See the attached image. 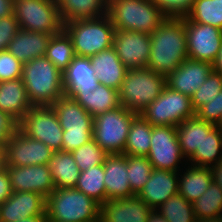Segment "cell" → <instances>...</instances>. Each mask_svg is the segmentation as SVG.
<instances>
[{
	"label": "cell",
	"instance_id": "1f68e13d",
	"mask_svg": "<svg viewBox=\"0 0 222 222\" xmlns=\"http://www.w3.org/2000/svg\"><path fill=\"white\" fill-rule=\"evenodd\" d=\"M152 135V125L140 114H137L130 125L124 155L148 156Z\"/></svg>",
	"mask_w": 222,
	"mask_h": 222
},
{
	"label": "cell",
	"instance_id": "d6a6232c",
	"mask_svg": "<svg viewBox=\"0 0 222 222\" xmlns=\"http://www.w3.org/2000/svg\"><path fill=\"white\" fill-rule=\"evenodd\" d=\"M104 173L103 164L80 172L75 188L103 205L106 202Z\"/></svg>",
	"mask_w": 222,
	"mask_h": 222
},
{
	"label": "cell",
	"instance_id": "ffe728a7",
	"mask_svg": "<svg viewBox=\"0 0 222 222\" xmlns=\"http://www.w3.org/2000/svg\"><path fill=\"white\" fill-rule=\"evenodd\" d=\"M106 201L133 197L128 179L127 161L124 154H109L104 163Z\"/></svg>",
	"mask_w": 222,
	"mask_h": 222
},
{
	"label": "cell",
	"instance_id": "60d3db41",
	"mask_svg": "<svg viewBox=\"0 0 222 222\" xmlns=\"http://www.w3.org/2000/svg\"><path fill=\"white\" fill-rule=\"evenodd\" d=\"M165 18L184 19L191 12L195 0H151Z\"/></svg>",
	"mask_w": 222,
	"mask_h": 222
},
{
	"label": "cell",
	"instance_id": "8992f818",
	"mask_svg": "<svg viewBox=\"0 0 222 222\" xmlns=\"http://www.w3.org/2000/svg\"><path fill=\"white\" fill-rule=\"evenodd\" d=\"M166 86V77L145 68L128 69L118 89L120 105L141 114Z\"/></svg>",
	"mask_w": 222,
	"mask_h": 222
},
{
	"label": "cell",
	"instance_id": "484cf974",
	"mask_svg": "<svg viewBox=\"0 0 222 222\" xmlns=\"http://www.w3.org/2000/svg\"><path fill=\"white\" fill-rule=\"evenodd\" d=\"M183 168L185 169L178 172V194L193 203L206 192L213 181L211 169L190 164Z\"/></svg>",
	"mask_w": 222,
	"mask_h": 222
},
{
	"label": "cell",
	"instance_id": "4316f807",
	"mask_svg": "<svg viewBox=\"0 0 222 222\" xmlns=\"http://www.w3.org/2000/svg\"><path fill=\"white\" fill-rule=\"evenodd\" d=\"M70 97L75 99L92 117L120 106L118 90L102 84L93 91L72 93Z\"/></svg>",
	"mask_w": 222,
	"mask_h": 222
},
{
	"label": "cell",
	"instance_id": "6da1fadb",
	"mask_svg": "<svg viewBox=\"0 0 222 222\" xmlns=\"http://www.w3.org/2000/svg\"><path fill=\"white\" fill-rule=\"evenodd\" d=\"M150 40L149 70L167 77L188 59L185 18H166L150 34Z\"/></svg>",
	"mask_w": 222,
	"mask_h": 222
},
{
	"label": "cell",
	"instance_id": "d6986e66",
	"mask_svg": "<svg viewBox=\"0 0 222 222\" xmlns=\"http://www.w3.org/2000/svg\"><path fill=\"white\" fill-rule=\"evenodd\" d=\"M178 193V172L153 169L148 181L137 194L152 210Z\"/></svg>",
	"mask_w": 222,
	"mask_h": 222
},
{
	"label": "cell",
	"instance_id": "2e32d148",
	"mask_svg": "<svg viewBox=\"0 0 222 222\" xmlns=\"http://www.w3.org/2000/svg\"><path fill=\"white\" fill-rule=\"evenodd\" d=\"M212 71V63L188 58L166 77V86L191 97Z\"/></svg>",
	"mask_w": 222,
	"mask_h": 222
},
{
	"label": "cell",
	"instance_id": "ac0fdd59",
	"mask_svg": "<svg viewBox=\"0 0 222 222\" xmlns=\"http://www.w3.org/2000/svg\"><path fill=\"white\" fill-rule=\"evenodd\" d=\"M152 209L137 195L106 201L100 222H147Z\"/></svg>",
	"mask_w": 222,
	"mask_h": 222
},
{
	"label": "cell",
	"instance_id": "7a4b0ae2",
	"mask_svg": "<svg viewBox=\"0 0 222 222\" xmlns=\"http://www.w3.org/2000/svg\"><path fill=\"white\" fill-rule=\"evenodd\" d=\"M47 221L100 222L101 204L76 188H55L46 198Z\"/></svg>",
	"mask_w": 222,
	"mask_h": 222
},
{
	"label": "cell",
	"instance_id": "d4e9b609",
	"mask_svg": "<svg viewBox=\"0 0 222 222\" xmlns=\"http://www.w3.org/2000/svg\"><path fill=\"white\" fill-rule=\"evenodd\" d=\"M32 106L22 78L0 82L1 111L19 123Z\"/></svg>",
	"mask_w": 222,
	"mask_h": 222
},
{
	"label": "cell",
	"instance_id": "4fadbf2b",
	"mask_svg": "<svg viewBox=\"0 0 222 222\" xmlns=\"http://www.w3.org/2000/svg\"><path fill=\"white\" fill-rule=\"evenodd\" d=\"M53 152L49 146L18 129L5 145L6 166L45 165Z\"/></svg>",
	"mask_w": 222,
	"mask_h": 222
},
{
	"label": "cell",
	"instance_id": "3957f363",
	"mask_svg": "<svg viewBox=\"0 0 222 222\" xmlns=\"http://www.w3.org/2000/svg\"><path fill=\"white\" fill-rule=\"evenodd\" d=\"M22 80L33 106L52 105L65 95L62 72L45 56L23 64Z\"/></svg>",
	"mask_w": 222,
	"mask_h": 222
},
{
	"label": "cell",
	"instance_id": "f35d334b",
	"mask_svg": "<svg viewBox=\"0 0 222 222\" xmlns=\"http://www.w3.org/2000/svg\"><path fill=\"white\" fill-rule=\"evenodd\" d=\"M79 171H85L104 163L109 155L93 139L71 152Z\"/></svg>",
	"mask_w": 222,
	"mask_h": 222
},
{
	"label": "cell",
	"instance_id": "e575fe53",
	"mask_svg": "<svg viewBox=\"0 0 222 222\" xmlns=\"http://www.w3.org/2000/svg\"><path fill=\"white\" fill-rule=\"evenodd\" d=\"M196 219L199 221L222 216V188L211 182L208 189L192 203Z\"/></svg>",
	"mask_w": 222,
	"mask_h": 222
},
{
	"label": "cell",
	"instance_id": "ba28073f",
	"mask_svg": "<svg viewBox=\"0 0 222 222\" xmlns=\"http://www.w3.org/2000/svg\"><path fill=\"white\" fill-rule=\"evenodd\" d=\"M20 29L55 35L63 30L56 0H13Z\"/></svg>",
	"mask_w": 222,
	"mask_h": 222
},
{
	"label": "cell",
	"instance_id": "ab89813d",
	"mask_svg": "<svg viewBox=\"0 0 222 222\" xmlns=\"http://www.w3.org/2000/svg\"><path fill=\"white\" fill-rule=\"evenodd\" d=\"M222 90V75L214 70L209 74L205 82L190 97L195 112L210 100L216 97Z\"/></svg>",
	"mask_w": 222,
	"mask_h": 222
},
{
	"label": "cell",
	"instance_id": "7dc6e473",
	"mask_svg": "<svg viewBox=\"0 0 222 222\" xmlns=\"http://www.w3.org/2000/svg\"><path fill=\"white\" fill-rule=\"evenodd\" d=\"M13 191L11 188L10 176L7 172V169L4 168L0 170V204L6 201Z\"/></svg>",
	"mask_w": 222,
	"mask_h": 222
},
{
	"label": "cell",
	"instance_id": "f907efd6",
	"mask_svg": "<svg viewBox=\"0 0 222 222\" xmlns=\"http://www.w3.org/2000/svg\"><path fill=\"white\" fill-rule=\"evenodd\" d=\"M213 70L222 75V45L219 50L218 56L213 63Z\"/></svg>",
	"mask_w": 222,
	"mask_h": 222
},
{
	"label": "cell",
	"instance_id": "52a82bcc",
	"mask_svg": "<svg viewBox=\"0 0 222 222\" xmlns=\"http://www.w3.org/2000/svg\"><path fill=\"white\" fill-rule=\"evenodd\" d=\"M137 114L123 106L93 117V140L108 154H123L129 128Z\"/></svg>",
	"mask_w": 222,
	"mask_h": 222
},
{
	"label": "cell",
	"instance_id": "74e56055",
	"mask_svg": "<svg viewBox=\"0 0 222 222\" xmlns=\"http://www.w3.org/2000/svg\"><path fill=\"white\" fill-rule=\"evenodd\" d=\"M126 161L131 190L134 195H137L148 181L153 171V166L148 157L145 156L126 155Z\"/></svg>",
	"mask_w": 222,
	"mask_h": 222
},
{
	"label": "cell",
	"instance_id": "44dd1931",
	"mask_svg": "<svg viewBox=\"0 0 222 222\" xmlns=\"http://www.w3.org/2000/svg\"><path fill=\"white\" fill-rule=\"evenodd\" d=\"M62 75L66 96L72 93H88L100 85L89 57L75 56Z\"/></svg>",
	"mask_w": 222,
	"mask_h": 222
},
{
	"label": "cell",
	"instance_id": "f5cc1de1",
	"mask_svg": "<svg viewBox=\"0 0 222 222\" xmlns=\"http://www.w3.org/2000/svg\"><path fill=\"white\" fill-rule=\"evenodd\" d=\"M17 222H47V218L46 216H33L21 219L20 221Z\"/></svg>",
	"mask_w": 222,
	"mask_h": 222
},
{
	"label": "cell",
	"instance_id": "9a60e30c",
	"mask_svg": "<svg viewBox=\"0 0 222 222\" xmlns=\"http://www.w3.org/2000/svg\"><path fill=\"white\" fill-rule=\"evenodd\" d=\"M5 168L10 176L13 192H36L47 198L55 189L47 164Z\"/></svg>",
	"mask_w": 222,
	"mask_h": 222
},
{
	"label": "cell",
	"instance_id": "836d02e7",
	"mask_svg": "<svg viewBox=\"0 0 222 222\" xmlns=\"http://www.w3.org/2000/svg\"><path fill=\"white\" fill-rule=\"evenodd\" d=\"M75 56L72 40L64 30L51 36L45 57L62 73L67 69Z\"/></svg>",
	"mask_w": 222,
	"mask_h": 222
},
{
	"label": "cell",
	"instance_id": "d590c367",
	"mask_svg": "<svg viewBox=\"0 0 222 222\" xmlns=\"http://www.w3.org/2000/svg\"><path fill=\"white\" fill-rule=\"evenodd\" d=\"M155 210L167 222H198L192 208V203L188 202L178 193L172 195Z\"/></svg>",
	"mask_w": 222,
	"mask_h": 222
},
{
	"label": "cell",
	"instance_id": "cb8c5ba5",
	"mask_svg": "<svg viewBox=\"0 0 222 222\" xmlns=\"http://www.w3.org/2000/svg\"><path fill=\"white\" fill-rule=\"evenodd\" d=\"M89 58L100 84L118 90L128 69L121 62L114 48L103 50Z\"/></svg>",
	"mask_w": 222,
	"mask_h": 222
},
{
	"label": "cell",
	"instance_id": "e0dca14e",
	"mask_svg": "<svg viewBox=\"0 0 222 222\" xmlns=\"http://www.w3.org/2000/svg\"><path fill=\"white\" fill-rule=\"evenodd\" d=\"M46 198L36 192H13L0 204V222H17L33 216H46Z\"/></svg>",
	"mask_w": 222,
	"mask_h": 222
},
{
	"label": "cell",
	"instance_id": "277c9868",
	"mask_svg": "<svg viewBox=\"0 0 222 222\" xmlns=\"http://www.w3.org/2000/svg\"><path fill=\"white\" fill-rule=\"evenodd\" d=\"M106 14L115 29L146 34L166 19L151 0H109Z\"/></svg>",
	"mask_w": 222,
	"mask_h": 222
},
{
	"label": "cell",
	"instance_id": "f546056e",
	"mask_svg": "<svg viewBox=\"0 0 222 222\" xmlns=\"http://www.w3.org/2000/svg\"><path fill=\"white\" fill-rule=\"evenodd\" d=\"M47 165L55 188H75L80 171L70 152H53Z\"/></svg>",
	"mask_w": 222,
	"mask_h": 222
},
{
	"label": "cell",
	"instance_id": "9f6ffc18",
	"mask_svg": "<svg viewBox=\"0 0 222 222\" xmlns=\"http://www.w3.org/2000/svg\"><path fill=\"white\" fill-rule=\"evenodd\" d=\"M216 125L219 126L222 129V116L220 118V121Z\"/></svg>",
	"mask_w": 222,
	"mask_h": 222
},
{
	"label": "cell",
	"instance_id": "bcb514c9",
	"mask_svg": "<svg viewBox=\"0 0 222 222\" xmlns=\"http://www.w3.org/2000/svg\"><path fill=\"white\" fill-rule=\"evenodd\" d=\"M17 130L18 122L9 114L0 110V145H6Z\"/></svg>",
	"mask_w": 222,
	"mask_h": 222
},
{
	"label": "cell",
	"instance_id": "8fae6325",
	"mask_svg": "<svg viewBox=\"0 0 222 222\" xmlns=\"http://www.w3.org/2000/svg\"><path fill=\"white\" fill-rule=\"evenodd\" d=\"M150 145L147 157L153 169L179 172L187 164L179 146L176 126H152Z\"/></svg>",
	"mask_w": 222,
	"mask_h": 222
},
{
	"label": "cell",
	"instance_id": "7bdbcfd3",
	"mask_svg": "<svg viewBox=\"0 0 222 222\" xmlns=\"http://www.w3.org/2000/svg\"><path fill=\"white\" fill-rule=\"evenodd\" d=\"M195 116L216 125L222 116V90L207 104L201 106L195 112Z\"/></svg>",
	"mask_w": 222,
	"mask_h": 222
},
{
	"label": "cell",
	"instance_id": "c3c4849f",
	"mask_svg": "<svg viewBox=\"0 0 222 222\" xmlns=\"http://www.w3.org/2000/svg\"><path fill=\"white\" fill-rule=\"evenodd\" d=\"M14 13L13 0H0V18Z\"/></svg>",
	"mask_w": 222,
	"mask_h": 222
},
{
	"label": "cell",
	"instance_id": "b9f144b4",
	"mask_svg": "<svg viewBox=\"0 0 222 222\" xmlns=\"http://www.w3.org/2000/svg\"><path fill=\"white\" fill-rule=\"evenodd\" d=\"M23 63L8 50L0 51V82L22 78Z\"/></svg>",
	"mask_w": 222,
	"mask_h": 222
},
{
	"label": "cell",
	"instance_id": "8d00e7d4",
	"mask_svg": "<svg viewBox=\"0 0 222 222\" xmlns=\"http://www.w3.org/2000/svg\"><path fill=\"white\" fill-rule=\"evenodd\" d=\"M186 18L194 23L209 24L222 30V1L195 0Z\"/></svg>",
	"mask_w": 222,
	"mask_h": 222
},
{
	"label": "cell",
	"instance_id": "681fc988",
	"mask_svg": "<svg viewBox=\"0 0 222 222\" xmlns=\"http://www.w3.org/2000/svg\"><path fill=\"white\" fill-rule=\"evenodd\" d=\"M210 169L212 173L213 182H215L222 188V160Z\"/></svg>",
	"mask_w": 222,
	"mask_h": 222
},
{
	"label": "cell",
	"instance_id": "30bf717a",
	"mask_svg": "<svg viewBox=\"0 0 222 222\" xmlns=\"http://www.w3.org/2000/svg\"><path fill=\"white\" fill-rule=\"evenodd\" d=\"M18 129L54 152L62 151L63 129L51 105L32 106L18 123Z\"/></svg>",
	"mask_w": 222,
	"mask_h": 222
},
{
	"label": "cell",
	"instance_id": "11a10c76",
	"mask_svg": "<svg viewBox=\"0 0 222 222\" xmlns=\"http://www.w3.org/2000/svg\"><path fill=\"white\" fill-rule=\"evenodd\" d=\"M199 222H222V216L218 218H213V219L201 220Z\"/></svg>",
	"mask_w": 222,
	"mask_h": 222
},
{
	"label": "cell",
	"instance_id": "603a6c76",
	"mask_svg": "<svg viewBox=\"0 0 222 222\" xmlns=\"http://www.w3.org/2000/svg\"><path fill=\"white\" fill-rule=\"evenodd\" d=\"M52 35L19 29L7 50L21 63L44 57Z\"/></svg>",
	"mask_w": 222,
	"mask_h": 222
},
{
	"label": "cell",
	"instance_id": "816d5d0a",
	"mask_svg": "<svg viewBox=\"0 0 222 222\" xmlns=\"http://www.w3.org/2000/svg\"><path fill=\"white\" fill-rule=\"evenodd\" d=\"M147 222H167L163 216H161L156 210H152L149 214Z\"/></svg>",
	"mask_w": 222,
	"mask_h": 222
},
{
	"label": "cell",
	"instance_id": "5bb4252c",
	"mask_svg": "<svg viewBox=\"0 0 222 222\" xmlns=\"http://www.w3.org/2000/svg\"><path fill=\"white\" fill-rule=\"evenodd\" d=\"M127 69L145 68L150 56V34L115 29L113 45Z\"/></svg>",
	"mask_w": 222,
	"mask_h": 222
},
{
	"label": "cell",
	"instance_id": "db71d44e",
	"mask_svg": "<svg viewBox=\"0 0 222 222\" xmlns=\"http://www.w3.org/2000/svg\"><path fill=\"white\" fill-rule=\"evenodd\" d=\"M6 167L5 145H0V170Z\"/></svg>",
	"mask_w": 222,
	"mask_h": 222
},
{
	"label": "cell",
	"instance_id": "f1b7e54d",
	"mask_svg": "<svg viewBox=\"0 0 222 222\" xmlns=\"http://www.w3.org/2000/svg\"><path fill=\"white\" fill-rule=\"evenodd\" d=\"M61 20L92 19L105 15L109 0H56Z\"/></svg>",
	"mask_w": 222,
	"mask_h": 222
},
{
	"label": "cell",
	"instance_id": "5b68a950",
	"mask_svg": "<svg viewBox=\"0 0 222 222\" xmlns=\"http://www.w3.org/2000/svg\"><path fill=\"white\" fill-rule=\"evenodd\" d=\"M76 56L91 57L113 45L115 27L107 14L92 19L72 20L64 23Z\"/></svg>",
	"mask_w": 222,
	"mask_h": 222
},
{
	"label": "cell",
	"instance_id": "9c48e42d",
	"mask_svg": "<svg viewBox=\"0 0 222 222\" xmlns=\"http://www.w3.org/2000/svg\"><path fill=\"white\" fill-rule=\"evenodd\" d=\"M140 115L152 126H178L195 117V110L189 96L165 86Z\"/></svg>",
	"mask_w": 222,
	"mask_h": 222
},
{
	"label": "cell",
	"instance_id": "f6af8a7d",
	"mask_svg": "<svg viewBox=\"0 0 222 222\" xmlns=\"http://www.w3.org/2000/svg\"><path fill=\"white\" fill-rule=\"evenodd\" d=\"M93 131H83V132H69L63 131L62 136V151L72 152L80 146L86 144L91 139Z\"/></svg>",
	"mask_w": 222,
	"mask_h": 222
},
{
	"label": "cell",
	"instance_id": "4dcf8cb0",
	"mask_svg": "<svg viewBox=\"0 0 222 222\" xmlns=\"http://www.w3.org/2000/svg\"><path fill=\"white\" fill-rule=\"evenodd\" d=\"M222 160V129L215 125L204 135L200 148L187 160V164L208 167L215 166Z\"/></svg>",
	"mask_w": 222,
	"mask_h": 222
},
{
	"label": "cell",
	"instance_id": "83f0119b",
	"mask_svg": "<svg viewBox=\"0 0 222 222\" xmlns=\"http://www.w3.org/2000/svg\"><path fill=\"white\" fill-rule=\"evenodd\" d=\"M215 126V124L203 121L198 117L184 120L176 126L179 146L186 160H188L200 148L204 135Z\"/></svg>",
	"mask_w": 222,
	"mask_h": 222
},
{
	"label": "cell",
	"instance_id": "7c38bea8",
	"mask_svg": "<svg viewBox=\"0 0 222 222\" xmlns=\"http://www.w3.org/2000/svg\"><path fill=\"white\" fill-rule=\"evenodd\" d=\"M188 58L214 63L222 45V30L185 18Z\"/></svg>",
	"mask_w": 222,
	"mask_h": 222
},
{
	"label": "cell",
	"instance_id": "ee69618b",
	"mask_svg": "<svg viewBox=\"0 0 222 222\" xmlns=\"http://www.w3.org/2000/svg\"><path fill=\"white\" fill-rule=\"evenodd\" d=\"M19 23L15 18V14L0 18V51L7 50L10 41L19 31Z\"/></svg>",
	"mask_w": 222,
	"mask_h": 222
},
{
	"label": "cell",
	"instance_id": "7402d4cb",
	"mask_svg": "<svg viewBox=\"0 0 222 222\" xmlns=\"http://www.w3.org/2000/svg\"><path fill=\"white\" fill-rule=\"evenodd\" d=\"M51 106L63 131H93V117L72 97L63 95Z\"/></svg>",
	"mask_w": 222,
	"mask_h": 222
}]
</instances>
